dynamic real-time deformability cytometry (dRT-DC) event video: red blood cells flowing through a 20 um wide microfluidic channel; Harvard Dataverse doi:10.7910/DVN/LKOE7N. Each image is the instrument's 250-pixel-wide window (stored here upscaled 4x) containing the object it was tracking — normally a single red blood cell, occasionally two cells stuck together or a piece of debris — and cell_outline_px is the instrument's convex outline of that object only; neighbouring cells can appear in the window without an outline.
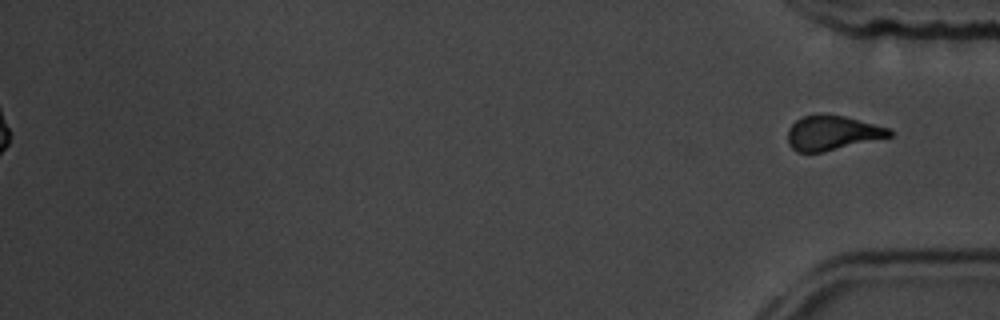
{"species": "common noctule bat (a hibernating species)", "species_latin": "Nyctalus noctula", "temperature_condition": "room temperature", "stored_images_in_passage": 42, "segment_of_instrument_passage": [2, 2], "camera_frame_rate_fps": 3000, "um_per_image_px": 0.085, "animal": {"sex": "male", "body_mass_g": 19.5, "forearm_length_mm": 54.6}, "frame": {"image": 1, "passage_image": 42, "time_ms": 13.667, "image_size_px": [1000, 320], "cell_outline_px": [[892, 136], [824, 152], [796, 152], [788, 144], [788, 128], [796, 120], [804, 116], [820, 112], [824, 112], [844, 116], [888, 128], [892, 132]], "centroid_in_image_um": [70.7, 11.28], "position_along_channel_um": 364.5, "area_um2": 20.63}}